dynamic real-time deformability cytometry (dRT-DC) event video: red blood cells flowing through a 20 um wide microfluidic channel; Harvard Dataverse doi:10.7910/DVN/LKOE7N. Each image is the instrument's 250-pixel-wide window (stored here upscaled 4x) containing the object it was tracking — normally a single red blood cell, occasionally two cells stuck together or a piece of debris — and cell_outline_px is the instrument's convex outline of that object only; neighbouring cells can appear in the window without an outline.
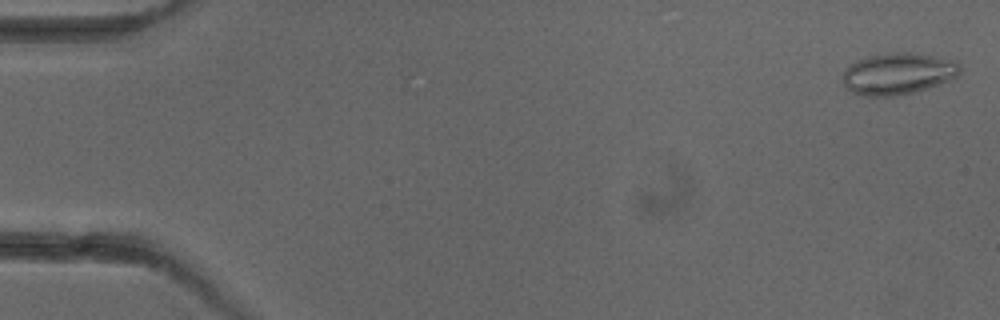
{"species": "common noctule bat (a hibernating species)", "species_latin": "Nyctalus noctula", "temperature_condition": "cold", "stored_images_in_passage": 5, "camera_frame_rate_fps": 3000, "um_per_image_px": 0.085, "animal": {"sex": "female"}, "frame": {"image": 1, "passage_image": 1, "time_ms": 0.0, "image_size_px": [1000, 320], "cell_outline_px": [[960, 72], [956, 76], [948, 80], [912, 92], [892, 96], [864, 96], [852, 92], [844, 84], [844, 72], [856, 60], [868, 56], [892, 52], [916, 52], [956, 60], [960, 64]], "centroid_in_image_um": [76.35, 6.23], "position_along_channel_um": 8.7, "area_um2": 28.15}}